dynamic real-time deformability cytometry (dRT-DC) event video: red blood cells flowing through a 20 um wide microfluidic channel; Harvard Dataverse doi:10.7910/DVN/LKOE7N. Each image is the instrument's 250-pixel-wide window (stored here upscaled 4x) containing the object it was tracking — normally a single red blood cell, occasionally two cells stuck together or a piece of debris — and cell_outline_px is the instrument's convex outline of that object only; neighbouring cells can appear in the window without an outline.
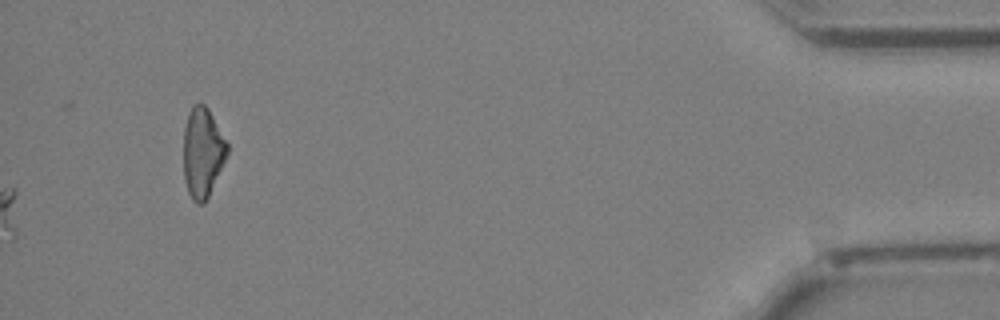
{"species": "Egyptian fruit bat (a non-hibernating species)", "species_latin": "Rousettus aegyptiacus", "temperature_condition": "cold", "stored_images_in_passage": 44, "camera_frame_rate_fps": 3000, "um_per_image_px": 0.085, "animal": {"sex": "female"}, "frame": {"image": 1, "passage_image": 44, "time_ms": 14.333, "image_size_px": [1000, 320], "cell_outline_px": [[228, 152], [208, 196], [204, 204], [196, 204], [192, 200], [188, 192], [184, 180], [184, 128], [188, 112], [192, 104], [204, 104], [208, 108], [228, 144]], "centroid_in_image_um": [17.2, 12.95], "position_along_channel_um": 418.0, "area_um2": 22.72}}